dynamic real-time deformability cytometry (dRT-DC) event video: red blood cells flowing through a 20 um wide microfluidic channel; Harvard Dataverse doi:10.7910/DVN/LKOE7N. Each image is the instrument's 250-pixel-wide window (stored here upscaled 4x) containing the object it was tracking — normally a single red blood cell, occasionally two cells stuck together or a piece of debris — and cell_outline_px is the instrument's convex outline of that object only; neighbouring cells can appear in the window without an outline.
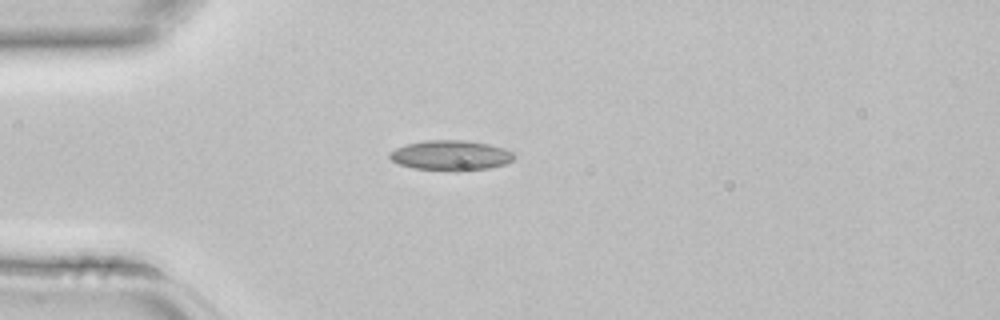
{"species": "common noctule bat (a hibernating species)", "species_latin": "Nyctalus noctula", "temperature_condition": "room temperature", "stored_images_in_passage": 1, "camera_frame_rate_fps": 3000, "um_per_image_px": 0.085, "animal": {"sex": "female", "body_mass_g": 22.7, "forearm_length_mm": 54.2}, "frame": {"image": 1, "passage_image": 1, "time_ms": 0.0, "image_size_px": [1000, 320], "cell_outline_px": [[516, 156], [512, 160], [504, 164], [488, 168], [460, 172], [456, 172], [412, 168], [400, 164], [392, 160], [388, 156], [388, 152], [404, 144], [424, 140], [464, 140], [488, 144], [504, 148], [512, 152]], "centroid_in_image_um": [38.29, 13.21], "position_along_channel_um": 46.7, "area_um2": 22.14}}